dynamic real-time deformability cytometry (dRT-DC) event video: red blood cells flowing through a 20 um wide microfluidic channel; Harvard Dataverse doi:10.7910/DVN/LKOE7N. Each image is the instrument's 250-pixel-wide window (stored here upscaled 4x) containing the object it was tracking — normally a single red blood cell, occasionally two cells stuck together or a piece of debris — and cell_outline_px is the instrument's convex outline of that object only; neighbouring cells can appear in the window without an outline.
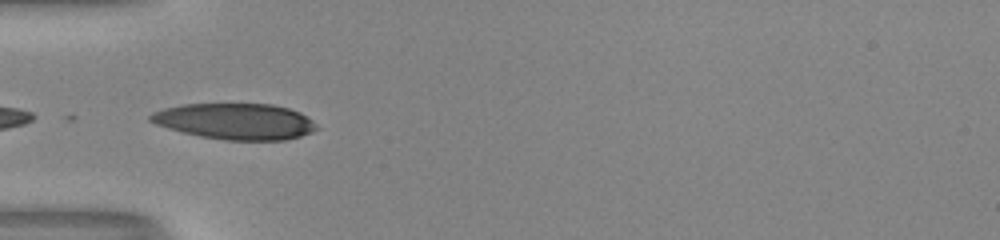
{"species": "human", "species_latin": "Homo sapiens", "temperature_condition": "room temperature", "stored_images_in_passage": 35, "camera_frame_rate_fps": 3000, "um_per_image_px": 0.085, "donor": {"sex": "male"}, "frame": {"image": 1, "passage_image": 1, "time_ms": 0.0, "image_size_px": [1000, 240], "cell_outline_px": [[320, 128], [312, 132], [300, 136], [284, 140], [224, 140], [200, 136], [168, 128], [156, 124], [148, 120], [148, 116], [152, 112], [164, 108], [184, 104], [272, 104], [288, 108], [300, 112], [312, 120]], "centroid_in_image_um": [20.01, 10.31], "position_along_channel_um": 65.0, "area_um2": 34.91}}
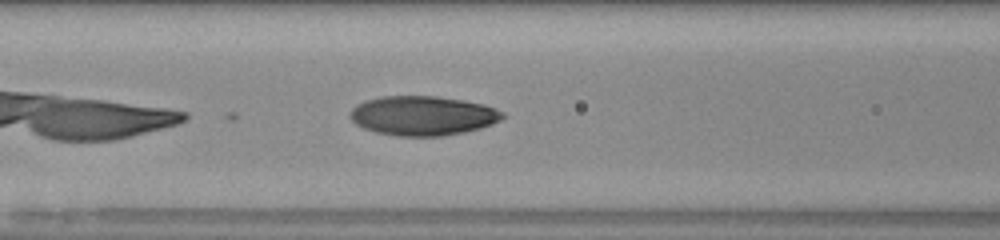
{"frame": {"image": 2, "passage_image": 6, "time_ms": 1.667, "image_size_px": [1000, 240], "cell_outline_px": [[504, 116], [500, 120], [492, 124], [480, 128], [464, 132], [440, 136], [396, 136], [376, 132], [364, 128], [356, 124], [348, 116], [352, 108], [356, 104], [380, 96], [436, 96], [464, 100], [480, 104], [504, 112]], "centroid_in_image_um": [35.9, 9.83], "position_along_channel_um": 130.7, "area_um2": 34.91}}
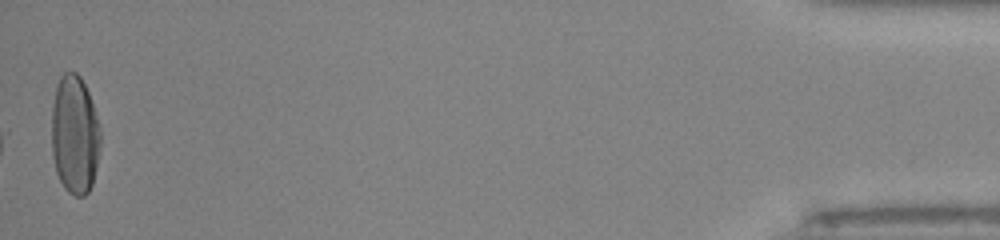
{"frame": {"image": 3, "passage_image": 35, "time_ms": 11.333, "image_size_px": [1000, 240], "cell_outline_px": [[100, 148], [92, 184], [88, 192], [84, 196], [76, 196], [68, 192], [64, 188], [56, 172], [52, 156], [52, 104], [56, 88], [60, 76], [64, 72], [76, 72], [80, 76], [88, 92], [92, 104], [100, 132]], "centroid_in_image_um": [6.33, 11.47], "position_along_channel_um": 428.9, "area_um2": 33.64}, "authors_computed_cell_mechanics": {"area_um2": 33.6974, "velocity_mm_per_s": 4.054, "shape_relaxation_time_tau1_ms": 7.7005, "shape_relaxation_time_tau2_ms": 0.8778, "deformation_change_tau1": 0.3039, "deformation_change_tau2": 0.0516}}